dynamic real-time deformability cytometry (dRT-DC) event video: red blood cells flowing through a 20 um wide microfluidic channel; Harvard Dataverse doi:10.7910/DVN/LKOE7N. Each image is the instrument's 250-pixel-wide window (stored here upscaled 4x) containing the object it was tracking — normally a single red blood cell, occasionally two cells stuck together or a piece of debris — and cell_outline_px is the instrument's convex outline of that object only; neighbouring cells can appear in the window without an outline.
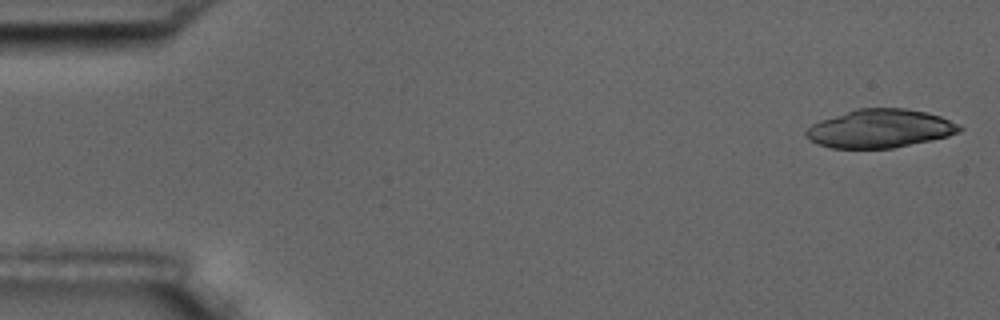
{"species": "common noctule bat (a hibernating species)", "species_latin": "Nyctalus noctula", "temperature_condition": "room temperature", "stored_images_in_passage": 26, "camera_frame_rate_fps": 3000, "um_per_image_px": 0.085, "animal": {"sex": "male", "body_mass_g": 17.5, "forearm_length_mm": 52.3}, "frame": {"image": 1, "passage_image": 1, "time_ms": 0.0, "image_size_px": [1000, 320], "cell_outline_px": [[964, 128], [960, 132], [948, 136], [932, 140], [892, 148], [832, 148], [816, 144], [808, 140], [804, 132], [812, 124], [820, 120], [856, 108], [904, 108], [924, 112], [940, 116], [960, 124]], "centroid_in_image_um": [74.79, 10.93], "position_along_channel_um": 10.2, "area_um2": 34.51}}